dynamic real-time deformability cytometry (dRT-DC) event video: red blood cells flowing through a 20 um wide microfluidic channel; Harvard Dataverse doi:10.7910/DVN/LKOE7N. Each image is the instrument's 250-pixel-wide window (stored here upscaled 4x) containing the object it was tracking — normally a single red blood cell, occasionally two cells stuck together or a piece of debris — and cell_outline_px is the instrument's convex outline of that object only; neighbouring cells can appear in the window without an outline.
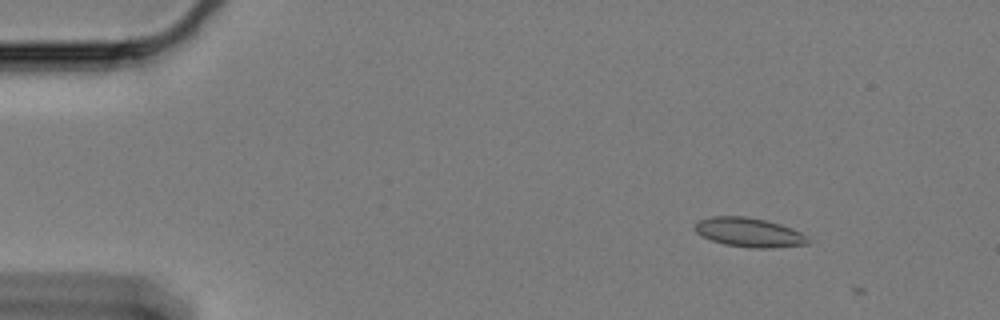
{"species": "Egyptian fruit bat (a non-hibernating species)", "species_latin": "Rousettus aegyptiacus", "temperature_condition": "cold", "stored_images_in_passage": 9, "camera_frame_rate_fps": 3000, "um_per_image_px": 0.085, "animal": {"sex": "female"}, "frame": {"image": 1, "passage_image": 3, "time_ms": 0.667, "image_size_px": [1000, 320], "cell_outline_px": [[808, 244], [772, 248], [752, 248], [724, 244], [712, 240], [696, 232], [692, 228], [692, 224], [708, 216], [748, 216], [780, 224], [792, 228], [808, 236]], "centroid_in_image_um": [63.64, 19.74], "position_along_channel_um": 21.4, "area_um2": 19.36}}